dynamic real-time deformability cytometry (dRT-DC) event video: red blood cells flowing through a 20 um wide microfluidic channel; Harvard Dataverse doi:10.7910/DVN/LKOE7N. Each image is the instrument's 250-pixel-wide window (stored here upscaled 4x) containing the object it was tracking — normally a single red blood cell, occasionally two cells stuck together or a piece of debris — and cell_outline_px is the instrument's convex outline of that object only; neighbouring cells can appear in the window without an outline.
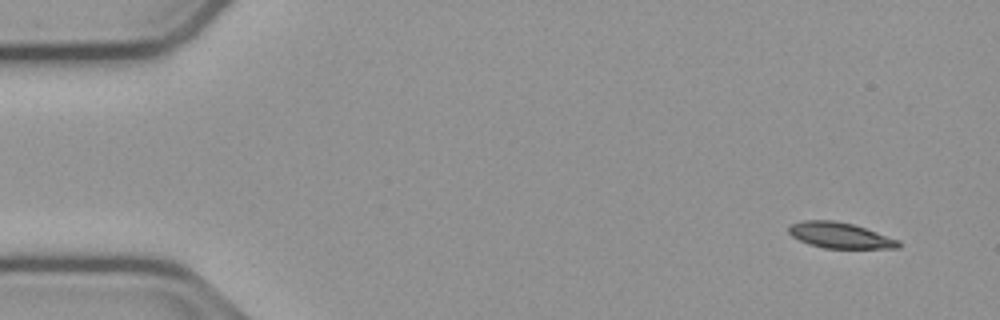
{"species": "common noctule bat (a hibernating species)", "species_latin": "Nyctalus noctula", "temperature_condition": "cold", "stored_images_in_passage": 52, "camera_frame_rate_fps": 3000, "um_per_image_px": 0.085, "animal": {"sex": "male", "body_mass_g": 23.1, "forearm_length_mm": 52.7}, "frame": {"image": 1, "passage_image": 1, "time_ms": 0.0, "image_size_px": [1000, 320], "cell_outline_px": [[900, 248], [824, 248], [808, 244], [792, 236], [788, 232], [788, 224], [804, 220], [836, 220], [852, 224], [900, 240]], "centroid_in_image_um": [71.36, 20.0], "position_along_channel_um": 13.6, "area_um2": 16.47}}
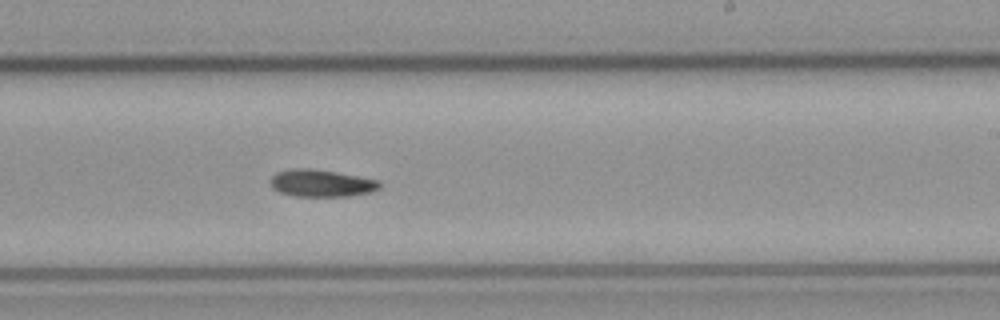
{"frame": {"image": 2, "passage_image": 30, "time_ms": 9.667, "image_size_px": [1000, 320], "cell_outline_px": [[380, 188], [372, 192], [348, 196], [296, 196], [280, 192], [272, 188], [268, 180], [276, 172], [288, 168], [312, 168], [336, 172], [380, 180]], "centroid_in_image_um": [27.28, 15.56], "position_along_channel_um": 261.7, "area_um2": 17.51}}
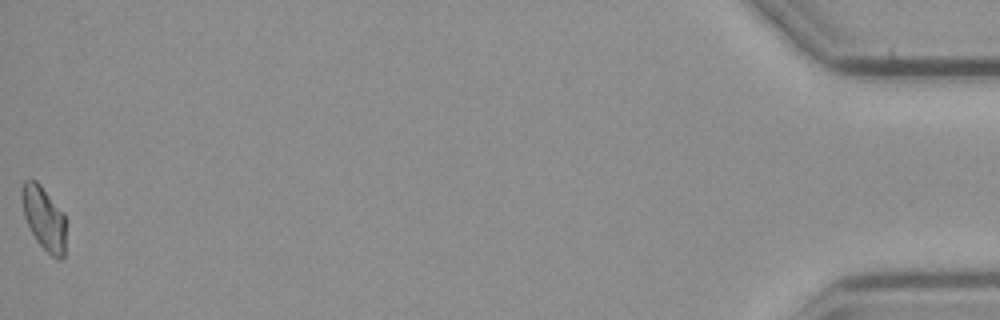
{"frame": {"image": 3, "passage_image": 52, "time_ms": 17.0, "image_size_px": [1000, 320], "cell_outline_px": [[64, 256], [60, 260], [56, 260], [36, 240], [24, 216], [20, 196], [20, 188], [24, 180], [36, 180], [40, 184], [64, 212]], "centroid_in_image_um": [3.71, 18.51], "position_along_channel_um": 431.5, "area_um2": 16.3}, "authors_computed_cell_mechanics": {"area_um2": 17.1666, "velocity_mm_per_s": 3.7594, "shape_relaxation_time_tau1_ms": 8.4613, "shape_relaxation_time_tau2_ms": null, "deformation_change_tau1": 0.1632, "deformation_change_tau2": null}}